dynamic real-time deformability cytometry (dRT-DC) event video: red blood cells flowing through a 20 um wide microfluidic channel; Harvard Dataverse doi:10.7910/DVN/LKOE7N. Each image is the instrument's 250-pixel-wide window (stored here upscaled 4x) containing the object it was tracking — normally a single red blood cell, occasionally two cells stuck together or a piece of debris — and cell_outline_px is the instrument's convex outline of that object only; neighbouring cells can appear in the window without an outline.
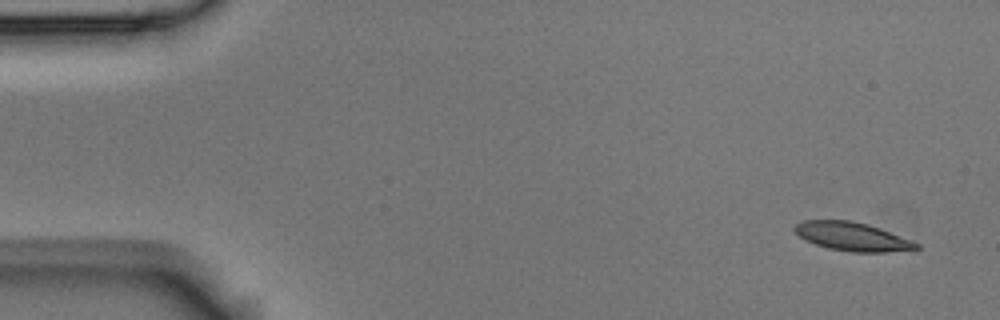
{"species": "Egyptian fruit bat (a non-hibernating species)", "species_latin": "Rousettus aegyptiacus", "temperature_condition": "room temperature", "stored_images_in_passage": 4, "camera_frame_rate_fps": 3000, "um_per_image_px": 0.085, "animal": {"sex": "male"}, "frame": {"image": 1, "passage_image": 1, "time_ms": 0.0, "image_size_px": [1000, 320], "cell_outline_px": [[920, 248], [916, 252], [852, 252], [828, 248], [804, 240], [792, 228], [796, 224], [804, 220], [852, 220], [868, 224], [880, 228], [920, 244]], "centroid_in_image_um": [72.51, 20.12], "position_along_channel_um": 12.5, "area_um2": 20.58}}
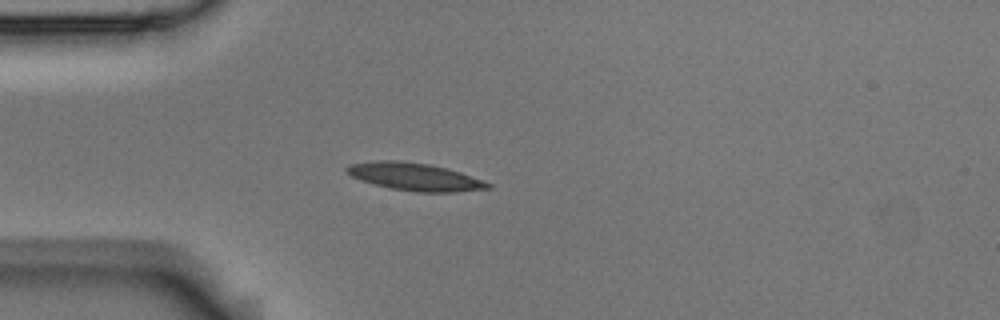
{"frame": {"image": 2, "passage_image": 4, "time_ms": 1.0, "image_size_px": [1000, 320], "cell_outline_px": [[492, 188], [456, 192], [416, 192], [388, 188], [372, 184], [360, 180], [352, 176], [344, 168], [348, 164], [380, 160], [396, 160], [428, 164], [448, 168], [460, 172], [492, 184]], "centroid_in_image_um": [35.24, 15.03], "position_along_channel_um": 49.8, "area_um2": 22.77}}